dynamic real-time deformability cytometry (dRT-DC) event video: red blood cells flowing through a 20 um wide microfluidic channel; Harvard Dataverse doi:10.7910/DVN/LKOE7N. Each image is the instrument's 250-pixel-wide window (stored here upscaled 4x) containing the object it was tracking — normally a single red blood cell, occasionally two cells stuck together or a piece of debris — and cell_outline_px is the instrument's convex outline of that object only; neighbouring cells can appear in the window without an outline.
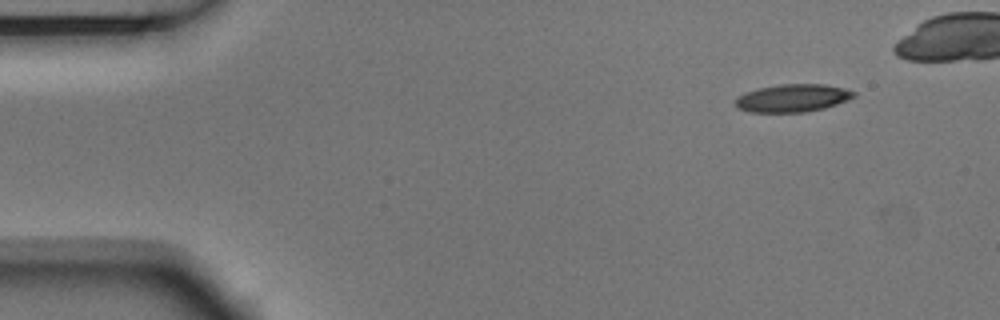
{"species": "Egyptian fruit bat (a non-hibernating species)", "species_latin": "Rousettus aegyptiacus", "temperature_condition": "room temperature", "stored_images_in_passage": 5, "segment_of_instrument_passage": [2, 2], "camera_frame_rate_fps": 3000, "um_per_image_px": 0.085, "animal": {"sex": "male"}, "frame": {"image": 1, "passage_image": 5, "time_ms": 1.333, "image_size_px": [1000, 320], "cell_outline_px": [[856, 96], [848, 100], [824, 108], [804, 112], [748, 112], [736, 108], [736, 96], [744, 92], [756, 88], [780, 84], [824, 84], [844, 88], [856, 92]], "centroid_in_image_um": [67.34, 8.33], "position_along_channel_um": 17.7, "area_um2": 19.36}}